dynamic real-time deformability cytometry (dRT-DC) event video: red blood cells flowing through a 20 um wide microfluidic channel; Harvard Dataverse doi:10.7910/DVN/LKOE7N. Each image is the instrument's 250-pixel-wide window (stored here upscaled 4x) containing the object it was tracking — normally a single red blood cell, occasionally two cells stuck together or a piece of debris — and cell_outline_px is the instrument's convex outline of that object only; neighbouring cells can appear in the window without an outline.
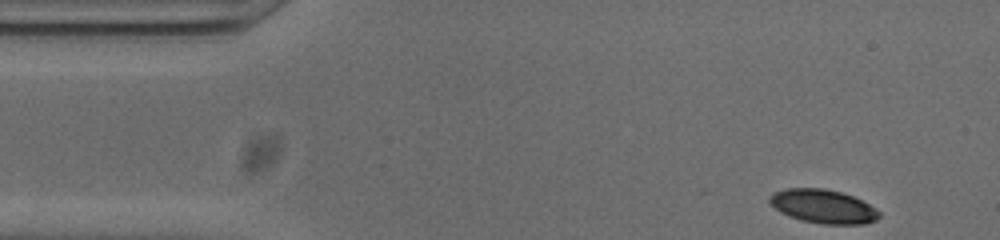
{"species": "common noctule bat (a hibernating species)", "species_latin": "Nyctalus noctula", "temperature_condition": "cold", "stored_images_in_passage": 49, "camera_frame_rate_fps": 3000, "um_per_image_px": 0.085, "animal": {"sex": "male", "body_mass_g": 20.0, "forearm_length_mm": 53.3}, "frame": {"image": 1, "passage_image": 1, "time_ms": 0.0, "image_size_px": [1000, 240], "cell_outline_px": [[880, 216], [876, 220], [864, 224], [824, 224], [800, 220], [788, 216], [780, 212], [768, 200], [768, 196], [772, 192], [788, 188], [824, 188], [840, 192], [852, 196], [876, 208], [880, 212]], "centroid_in_image_um": [69.95, 17.54], "position_along_channel_um": 15.1, "area_um2": 21.56}}
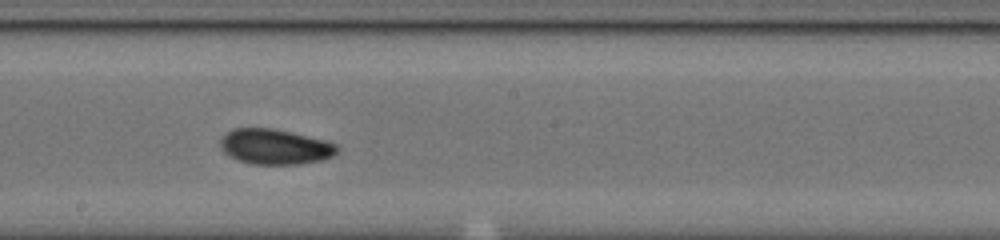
{"frame": {"image": 2, "passage_image": 24, "time_ms": 7.667, "image_size_px": [1000, 240], "cell_outline_px": [[340, 152], [324, 160], [300, 164], [252, 164], [236, 160], [224, 152], [220, 144], [220, 140], [228, 132], [236, 128], [272, 128], [324, 140], [336, 144], [340, 148]], "centroid_in_image_um": [23.41, 12.49], "position_along_channel_um": 224.8, "area_um2": 23.99}}
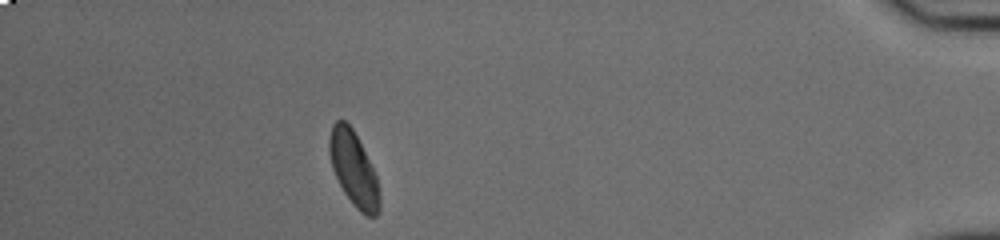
{"frame": {"image": 3, "passage_image": 43, "time_ms": 14.0, "image_size_px": [1000, 240], "cell_outline_px": [[380, 212], [376, 216], [368, 216], [360, 212], [352, 204], [344, 192], [332, 168], [328, 152], [328, 140], [332, 124], [336, 120], [344, 120], [352, 128], [376, 176], [380, 196]], "centroid_in_image_um": [30.04, 14.38], "position_along_channel_um": 405.2, "area_um2": 21.56}, "authors_computed_cell_mechanics": {"area_um2": 22.8888, "velocity_mm_per_s": 3.8231, "shape_relaxation_time_tau1_ms": 3.6801, "shape_relaxation_time_tau2_ms": 3.1316, "deformation_change_tau1": 0.1381, "deformation_change_tau2": 0.0772}}